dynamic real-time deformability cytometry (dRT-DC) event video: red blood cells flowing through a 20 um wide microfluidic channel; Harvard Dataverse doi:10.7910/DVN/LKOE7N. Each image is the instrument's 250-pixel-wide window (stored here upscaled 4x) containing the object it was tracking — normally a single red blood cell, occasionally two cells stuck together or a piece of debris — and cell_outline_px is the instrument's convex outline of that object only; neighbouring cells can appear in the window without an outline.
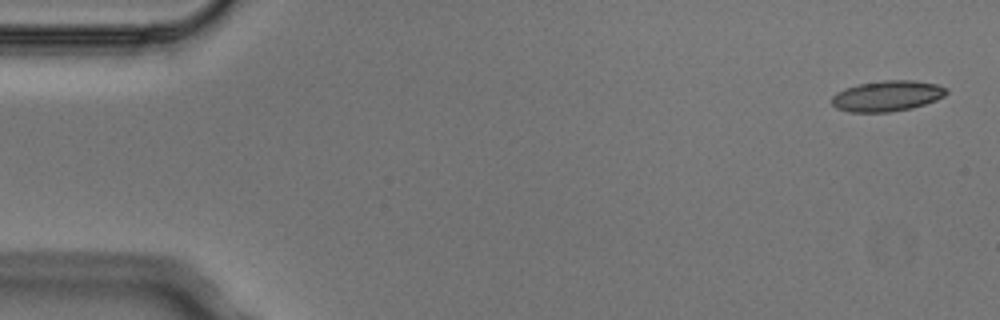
{"species": "Egyptian fruit bat (a non-hibernating species)", "species_latin": "Rousettus aegyptiacus", "temperature_condition": "cold", "stored_images_in_passage": 4, "camera_frame_rate_fps": 3000, "um_per_image_px": 0.085, "animal": {"sex": "male"}, "frame": {"image": 1, "passage_image": 1, "time_ms": 0.0, "image_size_px": [1000, 320], "cell_outline_px": [[948, 92], [944, 96], [936, 100], [912, 108], [892, 112], [848, 112], [836, 108], [832, 104], [832, 96], [836, 92], [844, 88], [860, 84], [884, 80], [916, 80], [936, 84], [948, 88]], "centroid_in_image_um": [75.41, 8.16], "position_along_channel_um": 9.6, "area_um2": 20.63}}